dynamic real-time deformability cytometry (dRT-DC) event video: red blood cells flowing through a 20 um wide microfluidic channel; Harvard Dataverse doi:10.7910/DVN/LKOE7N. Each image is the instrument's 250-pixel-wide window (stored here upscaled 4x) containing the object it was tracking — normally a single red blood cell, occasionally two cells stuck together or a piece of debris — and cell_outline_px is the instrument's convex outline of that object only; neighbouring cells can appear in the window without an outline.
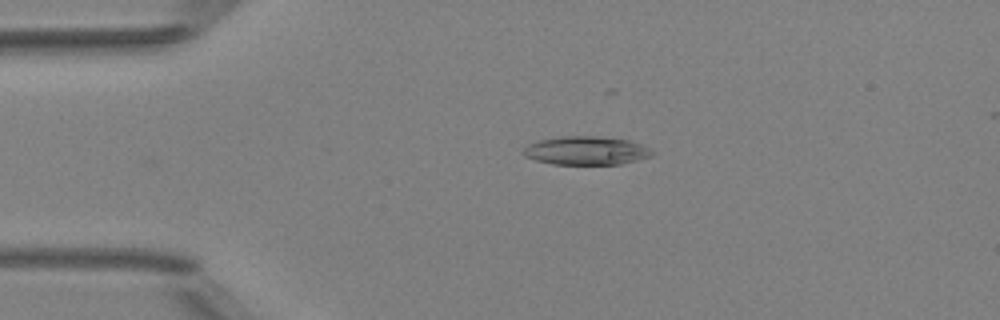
{"species": "Egyptian fruit bat (a non-hibernating species)", "species_latin": "Rousettus aegyptiacus", "temperature_condition": "room temperature", "stored_images_in_passage": 3, "camera_frame_rate_fps": 3000, "um_per_image_px": 0.085, "animal": {"sex": "female"}, "frame": {"image": 1, "passage_image": 2, "time_ms": 1.0, "image_size_px": [1000, 320], "cell_outline_px": [[656, 152], [652, 156], [620, 164], [552, 164], [536, 160], [524, 156], [520, 152], [528, 144], [540, 140], [560, 136], [600, 136], [628, 140], [640, 144]], "centroid_in_image_um": [49.81, 12.8], "position_along_channel_um": 35.2, "area_um2": 21.44}}